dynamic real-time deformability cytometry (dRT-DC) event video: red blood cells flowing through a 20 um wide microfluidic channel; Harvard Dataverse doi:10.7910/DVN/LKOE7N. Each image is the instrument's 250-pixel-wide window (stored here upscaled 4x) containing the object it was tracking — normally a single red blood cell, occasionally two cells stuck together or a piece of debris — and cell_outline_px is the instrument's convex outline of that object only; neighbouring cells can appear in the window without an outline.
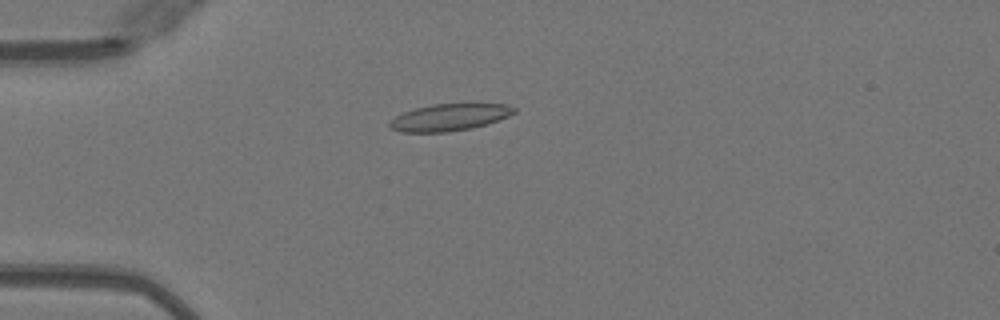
{"species": "Egyptian fruit bat (a non-hibernating species)", "species_latin": "Rousettus aegyptiacus", "temperature_condition": "warm", "stored_images_in_passage": 49, "camera_frame_rate_fps": 3000, "um_per_image_px": 0.085, "animal": {"sex": "female"}, "frame": {"image": 1, "passage_image": 12, "time_ms": 3.667, "image_size_px": [1000, 320], "cell_outline_px": [[516, 112], [508, 116], [488, 124], [472, 128], [448, 132], [400, 132], [388, 128], [388, 124], [396, 116], [404, 112], [416, 108], [432, 104], [508, 104], [516, 108]], "centroid_in_image_um": [38.2, 9.98], "position_along_channel_um": 46.8, "area_um2": 19.54}}
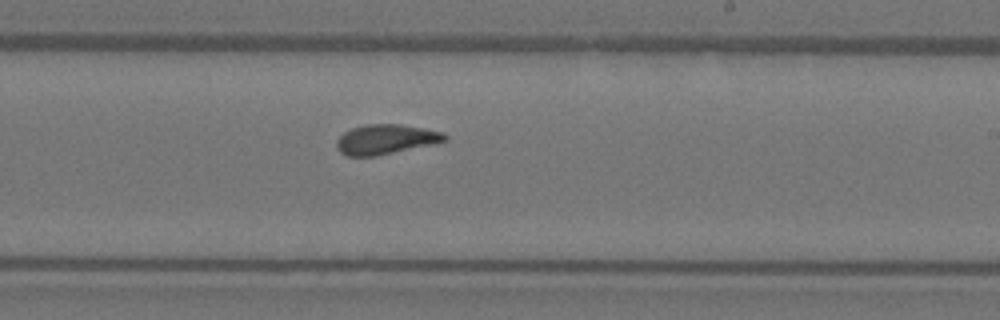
{"frame": {"image": 2, "passage_image": 29, "time_ms": 9.333, "image_size_px": [1000, 320], "cell_outline_px": [[448, 140], [376, 156], [348, 156], [340, 152], [336, 148], [336, 140], [344, 132], [352, 128], [368, 124], [400, 124], [424, 128], [444, 132], [448, 136]], "centroid_in_image_um": [32.78, 11.84], "position_along_channel_um": 256.2, "area_um2": 18.67}}
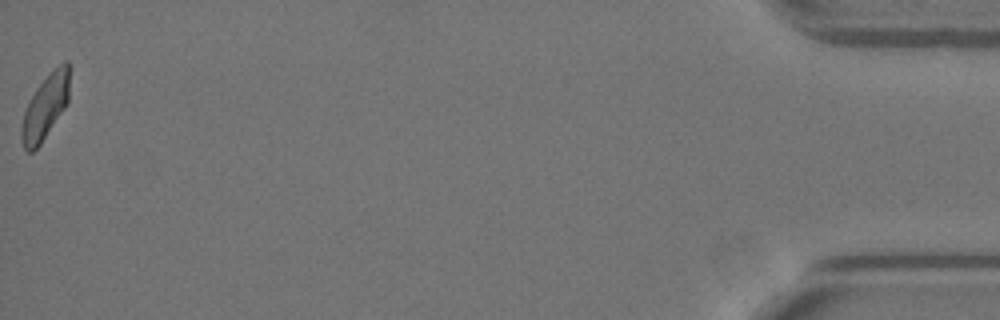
{"frame": {"image": 3, "passage_image": 49, "time_ms": 16.0, "image_size_px": [1000, 320], "cell_outline_px": [[68, 104], [40, 144], [32, 152], [28, 152], [24, 148], [20, 136], [20, 128], [24, 112], [36, 88], [48, 72], [64, 60], [68, 60]], "centroid_in_image_um": [3.84, 9.08], "position_along_channel_um": 431.4, "area_um2": 18.03}, "authors_computed_cell_mechanics": {"area_um2": 18.9006, "velocity_mm_per_s": 4.0526, "shape_relaxation_time_tau1_ms": 10.9328, "shape_relaxation_time_tau2_ms": 1.3978, "deformation_change_tau1": 0.2817, "deformation_change_tau2": 0.0874}}